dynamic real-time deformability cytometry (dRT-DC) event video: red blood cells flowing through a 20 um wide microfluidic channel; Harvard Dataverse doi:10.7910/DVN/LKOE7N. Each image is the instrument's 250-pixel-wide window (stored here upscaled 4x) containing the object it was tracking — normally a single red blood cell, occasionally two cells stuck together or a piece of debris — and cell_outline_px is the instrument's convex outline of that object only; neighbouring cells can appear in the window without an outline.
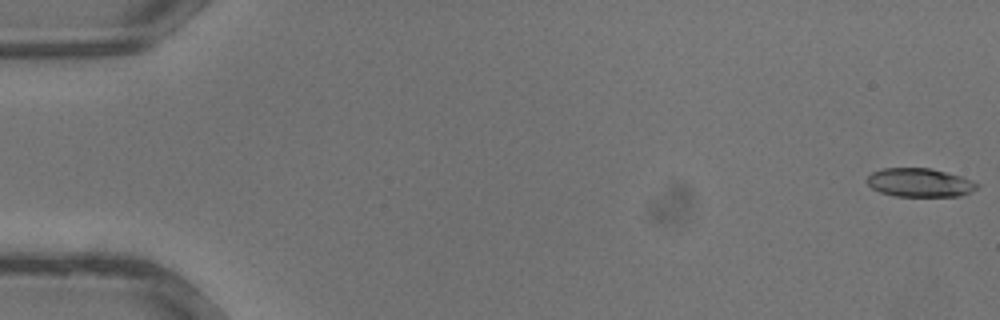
{"species": "common noctule bat (a hibernating species)", "species_latin": "Nyctalus noctula", "temperature_condition": "warm", "stored_images_in_passage": 35, "camera_frame_rate_fps": 3000, "um_per_image_px": 0.085, "animal": {"sex": "male", "body_mass_g": 13.3}, "frame": {"image": 1, "passage_image": 1, "time_ms": 0.0, "image_size_px": [1000, 320], "cell_outline_px": [[980, 188], [972, 192], [960, 196], [896, 196], [880, 192], [872, 188], [868, 184], [868, 176], [872, 172], [884, 168], [928, 168], [960, 176], [972, 180], [980, 184]], "centroid_in_image_um": [78.22, 15.53], "position_along_channel_um": 6.8, "area_um2": 18.32}}
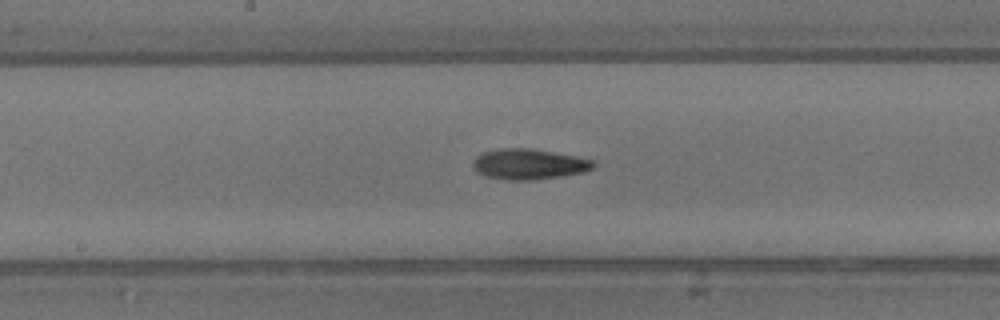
{"frame": {"image": 2, "passage_image": 19, "time_ms": 6.0, "image_size_px": [1000, 320], "cell_outline_px": [[596, 164], [592, 168], [584, 172], [560, 176], [532, 180], [508, 180], [484, 176], [476, 172], [472, 168], [472, 164], [476, 156], [484, 152], [500, 148], [532, 148], [576, 156], [596, 160]], "centroid_in_image_um": [44.94, 13.95], "position_along_channel_um": 203.3, "area_um2": 21.62}}
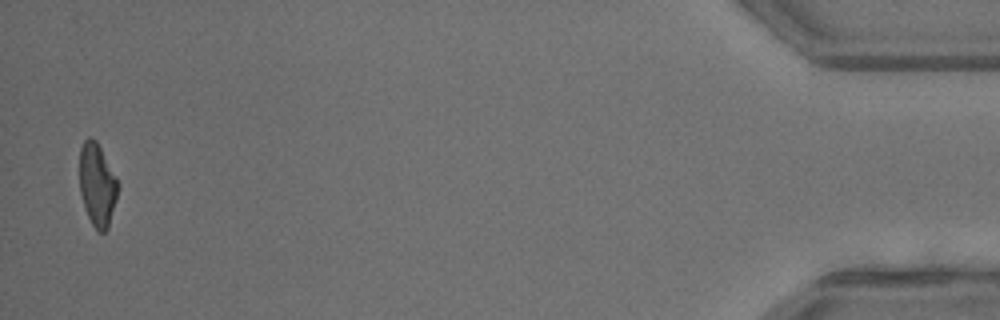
{"frame": {"image": 3, "passage_image": 35, "time_ms": 11.333, "image_size_px": [1000, 320], "cell_outline_px": [[120, 184], [116, 200], [108, 228], [104, 232], [96, 232], [88, 216], [80, 192], [80, 148], [84, 140], [88, 136], [96, 140], [116, 176]], "centroid_in_image_um": [8.28, 15.7], "position_along_channel_um": 426.9, "area_um2": 18.55}}